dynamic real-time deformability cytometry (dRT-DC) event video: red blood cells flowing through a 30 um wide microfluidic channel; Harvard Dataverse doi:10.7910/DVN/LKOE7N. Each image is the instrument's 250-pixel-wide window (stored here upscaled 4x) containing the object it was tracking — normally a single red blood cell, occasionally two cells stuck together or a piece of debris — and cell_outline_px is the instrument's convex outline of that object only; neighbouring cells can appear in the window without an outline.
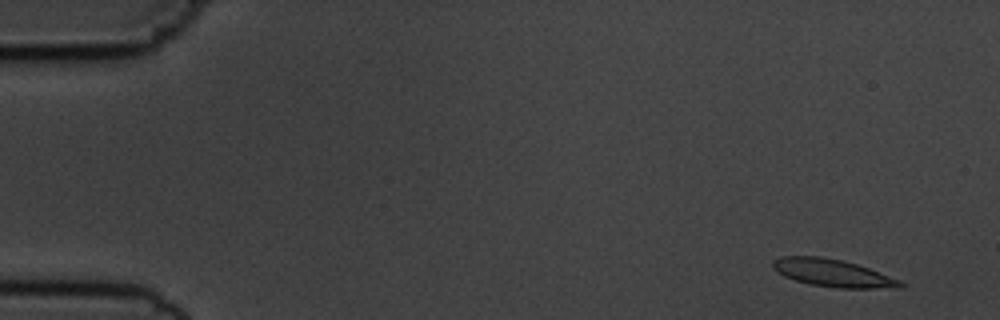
{"species": "common noctule bat (a hibernating species)", "species_latin": "Nyctalus noctula", "temperature_condition": "cold", "stored_images_in_passage": 7, "camera_frame_rate_fps": 3000, "um_per_image_px": 0.085, "animal": {"sex": "male", "body_mass_g": 19.5, "forearm_length_mm": 54.6}, "frame": {"image": 1, "passage_image": 2, "time_ms": 1.0, "image_size_px": [1000, 320], "cell_outline_px": [[908, 284], [900, 288], [836, 288], [812, 284], [796, 280], [784, 276], [776, 272], [772, 268], [772, 260], [784, 256], [824, 256], [844, 260], [868, 268], [900, 280]], "centroid_in_image_um": [70.79, 23.2], "position_along_channel_um": 14.2, "area_um2": 20.58}}
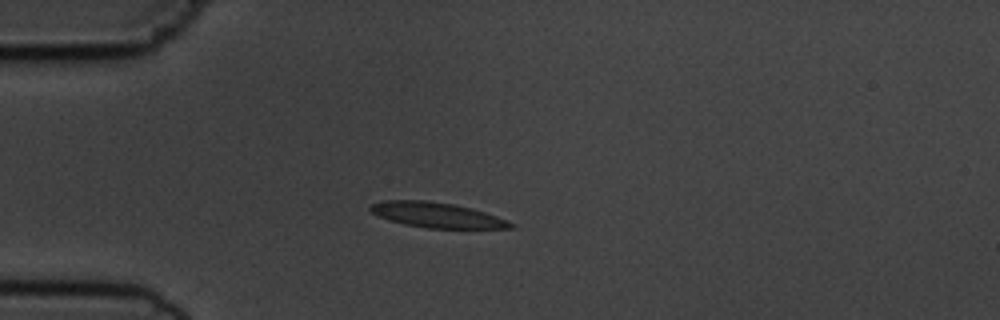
{"frame": {"image": 2, "passage_image": 5, "time_ms": 4.667, "image_size_px": [1000, 320], "cell_outline_px": [[516, 228], [424, 228], [404, 224], [380, 216], [372, 212], [368, 208], [372, 204], [384, 200], [424, 200], [452, 204], [472, 208], [496, 216], [516, 224]], "centroid_in_image_um": [37.15, 18.28], "position_along_channel_um": 47.8, "area_um2": 20.35}}
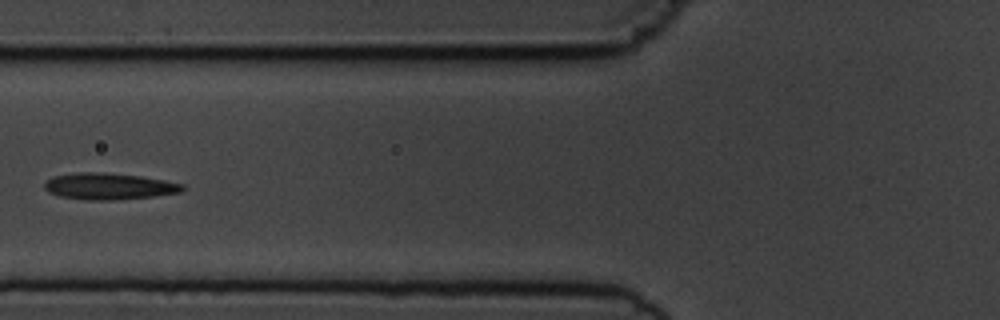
{"frame": {"image": 3, "passage_image": 7, "time_ms": 7.0, "image_size_px": [1000, 320], "cell_outline_px": [[184, 192], [152, 196], [116, 200], [88, 200], [60, 196], [48, 192], [44, 188], [44, 184], [52, 176], [80, 172], [100, 172], [140, 176], [164, 180], [184, 184]], "centroid_in_image_um": [9.27, 15.83], "position_along_channel_um": 116.5, "area_um2": 21.27}}